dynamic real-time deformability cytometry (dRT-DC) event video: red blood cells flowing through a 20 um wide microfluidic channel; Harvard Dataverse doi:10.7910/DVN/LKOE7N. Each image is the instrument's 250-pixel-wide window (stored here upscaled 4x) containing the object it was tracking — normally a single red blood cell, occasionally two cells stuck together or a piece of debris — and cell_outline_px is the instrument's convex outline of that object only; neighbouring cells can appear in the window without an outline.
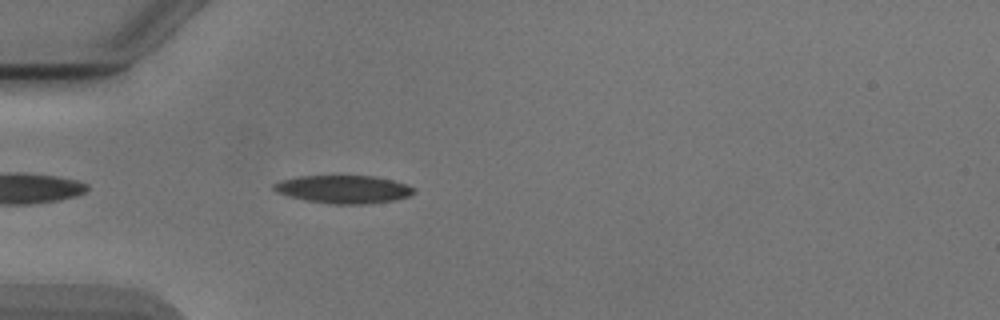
{"species": "Egyptian fruit bat (a non-hibernating species)", "species_latin": "Rousettus aegyptiacus", "temperature_condition": "cold", "stored_images_in_passage": 22, "camera_frame_rate_fps": 3000, "um_per_image_px": 0.085, "animal": {"sex": "male"}, "frame": {"image": 1, "passage_image": 3, "time_ms": 0.667, "image_size_px": [1000, 320], "cell_outline_px": [[416, 192], [408, 196], [392, 200], [364, 204], [332, 204], [304, 200], [276, 192], [272, 188], [272, 184], [280, 180], [300, 176], [372, 176], [392, 180], [408, 184], [416, 188]], "centroid_in_image_um": [29.19, 16.08], "position_along_channel_um": 55.8, "area_um2": 22.83}}
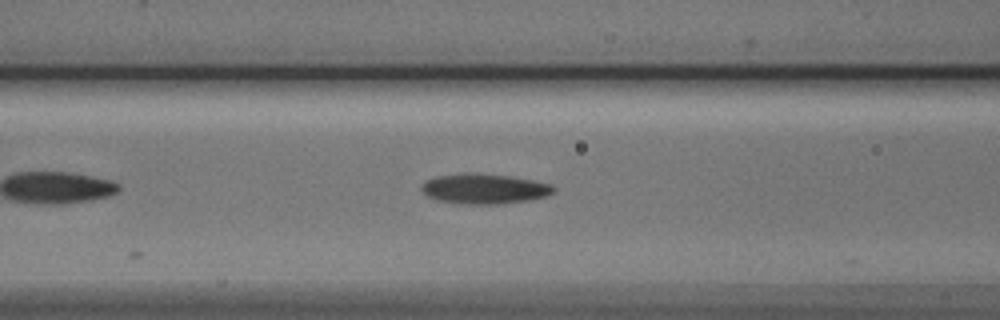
{"frame": {"image": 2, "passage_image": 9, "time_ms": 2.667, "image_size_px": [1000, 320], "cell_outline_px": [[556, 188], [552, 192], [544, 196], [528, 200], [496, 204], [464, 204], [436, 200], [428, 196], [420, 188], [424, 180], [436, 176], [464, 172], [476, 172], [512, 176], [552, 184]], "centroid_in_image_um": [41.12, 16.02], "position_along_channel_um": 125.5, "area_um2": 23.35}}
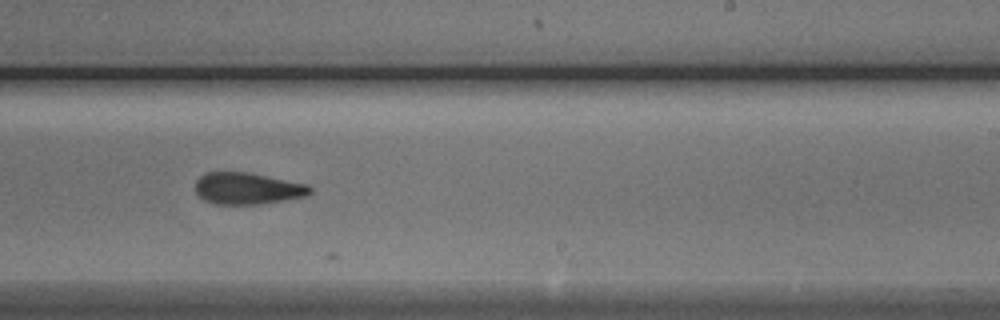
{"frame": {"image": 3, "passage_image": 20, "time_ms": 6.333, "image_size_px": [1000, 320], "cell_outline_px": [[312, 192], [308, 196], [260, 204], [216, 204], [204, 200], [196, 192], [196, 180], [200, 176], [208, 172], [252, 172], [308, 184], [312, 188]], "centroid_in_image_um": [21.08, 16.01], "position_along_channel_um": 267.9, "area_um2": 21.39}}